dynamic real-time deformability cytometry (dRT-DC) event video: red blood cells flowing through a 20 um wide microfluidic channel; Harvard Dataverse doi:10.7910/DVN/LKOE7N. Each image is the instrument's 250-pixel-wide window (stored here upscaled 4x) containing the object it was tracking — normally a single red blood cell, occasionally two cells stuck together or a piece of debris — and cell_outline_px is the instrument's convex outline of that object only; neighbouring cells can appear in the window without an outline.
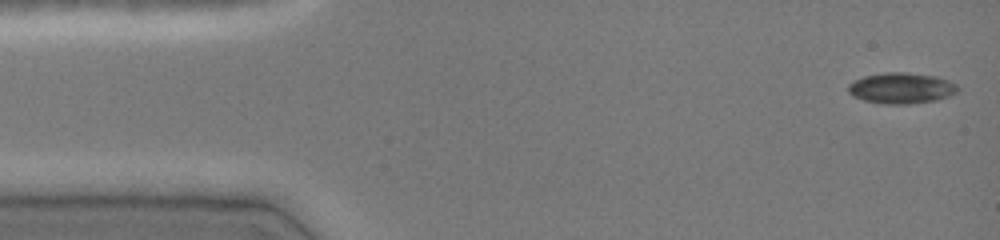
{"species": "common noctule bat (a hibernating species)", "species_latin": "Nyctalus noctula", "temperature_condition": "cold", "stored_images_in_passage": 46, "camera_frame_rate_fps": 3000, "um_per_image_px": 0.085, "animal": {"sex": "female", "body_mass_g": 19.0, "forearm_length_mm": 51.5}, "frame": {"image": 1, "passage_image": 1, "time_ms": 0.0, "image_size_px": [1000, 240], "cell_outline_px": [[960, 88], [956, 92], [948, 96], [936, 100], [908, 104], [884, 104], [864, 100], [852, 96], [848, 92], [848, 84], [864, 76], [884, 72], [908, 72], [936, 76], [948, 80], [956, 84]], "centroid_in_image_um": [76.61, 7.48], "position_along_channel_um": 8.4, "area_um2": 19.77}}
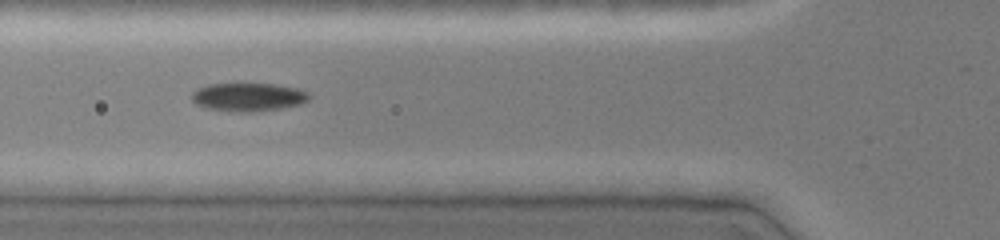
{"frame": {"image": 2, "passage_image": 16, "time_ms": 5.0, "image_size_px": [1000, 240], "cell_outline_px": [[312, 96], [308, 100], [300, 104], [280, 108], [252, 112], [240, 112], [208, 108], [196, 104], [192, 100], [192, 92], [196, 88], [208, 84], [240, 80], [276, 84], [296, 88], [308, 92]], "centroid_in_image_um": [21.08, 8.18], "position_along_channel_um": 104.7, "area_um2": 20.29}}
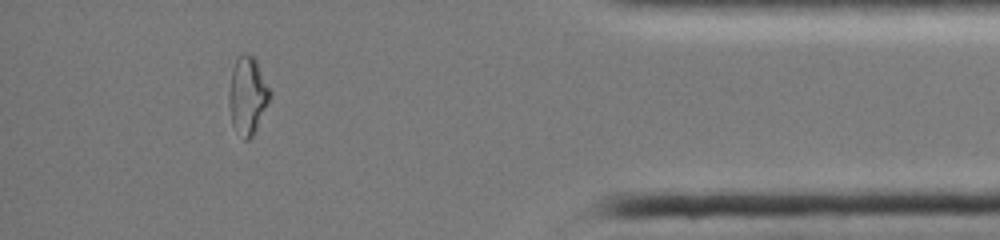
{"frame": {"image": 3, "passage_image": 41, "time_ms": 13.333, "image_size_px": [1000, 240], "cell_outline_px": [[272, 96], [252, 136], [248, 140], [244, 140], [232, 124], [228, 104], [228, 92], [232, 68], [236, 60], [240, 56], [248, 52], [256, 60], [272, 92]], "centroid_in_image_um": [21.04, 8.11], "position_along_channel_um": 414.2, "area_um2": 18.55}, "authors_computed_cell_mechanics": {"area_um2": 19.1607, "velocity_mm_per_s": 4.0957, "shape_relaxation_time_tau1_ms": null, "shape_relaxation_time_tau2_ms": 8.4674, "deformation_change_tau1": null, "deformation_change_tau2": 0.1086}}